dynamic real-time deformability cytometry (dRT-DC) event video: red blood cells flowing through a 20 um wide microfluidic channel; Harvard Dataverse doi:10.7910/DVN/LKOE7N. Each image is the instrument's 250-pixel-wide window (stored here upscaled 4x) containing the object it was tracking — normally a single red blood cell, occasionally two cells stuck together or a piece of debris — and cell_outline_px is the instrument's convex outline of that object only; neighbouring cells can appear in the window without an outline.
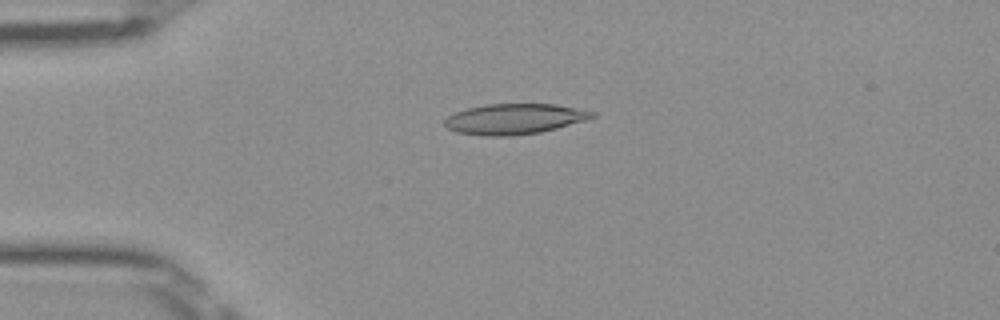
{"species": "Egyptian fruit bat (a non-hibernating species)", "species_latin": "Rousettus aegyptiacus", "temperature_condition": "room temperature", "stored_images_in_passage": 39, "camera_frame_rate_fps": 3000, "um_per_image_px": 0.085, "frame": {"image": 1, "passage_image": 1, "time_ms": 0.0, "image_size_px": [1000, 320], "cell_outline_px": [[596, 116], [584, 120], [556, 128], [540, 132], [512, 136], [484, 136], [456, 132], [448, 128], [444, 124], [444, 120], [448, 116], [456, 112], [468, 108], [484, 104], [556, 104], [596, 112]], "centroid_in_image_um": [43.7, 10.11], "position_along_channel_um": 41.3, "area_um2": 26.13}}
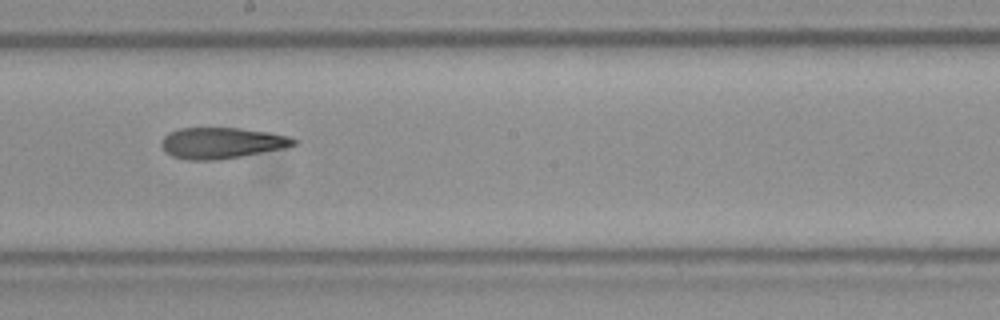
{"frame": {"image": 2, "passage_image": 17, "time_ms": 5.333, "image_size_px": [1000, 320], "cell_outline_px": [[300, 140], [296, 144], [284, 148], [240, 156], [216, 160], [188, 160], [172, 156], [164, 152], [160, 144], [160, 140], [168, 132], [180, 128], [240, 128], [268, 132], [288, 136]], "centroid_in_image_um": [18.8, 12.15], "position_along_channel_um": 229.4, "area_um2": 24.04}}
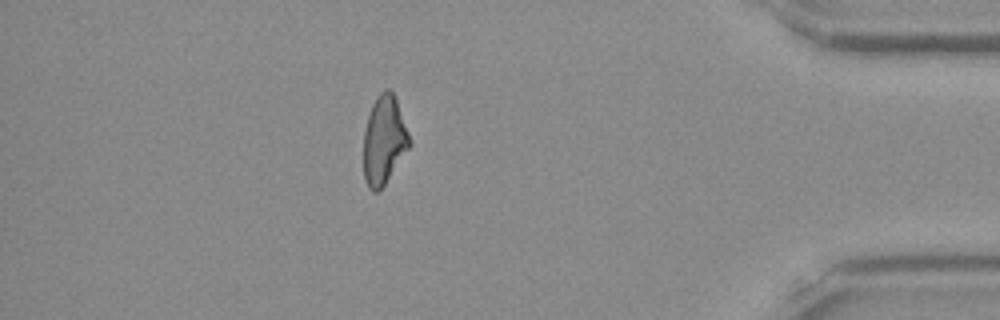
{"frame": {"image": 3, "passage_image": 33, "time_ms": 10.667, "image_size_px": [1000, 320], "cell_outline_px": [[412, 144], [384, 184], [376, 192], [372, 192], [368, 188], [364, 180], [364, 132], [368, 116], [372, 104], [376, 96], [380, 92], [388, 88], [392, 92], [396, 100], [412, 140]], "centroid_in_image_um": [32.65, 11.91], "position_along_channel_um": 402.6, "area_um2": 23.58}, "authors_computed_cell_mechanics": {"area_um2": 24.6806, "velocity_mm_per_s": 4.0229, "shape_relaxation_time_tau1_ms": null, "shape_relaxation_time_tau2_ms": 5.4944, "deformation_change_tau1": null, "deformation_change_tau2": 0.168}}